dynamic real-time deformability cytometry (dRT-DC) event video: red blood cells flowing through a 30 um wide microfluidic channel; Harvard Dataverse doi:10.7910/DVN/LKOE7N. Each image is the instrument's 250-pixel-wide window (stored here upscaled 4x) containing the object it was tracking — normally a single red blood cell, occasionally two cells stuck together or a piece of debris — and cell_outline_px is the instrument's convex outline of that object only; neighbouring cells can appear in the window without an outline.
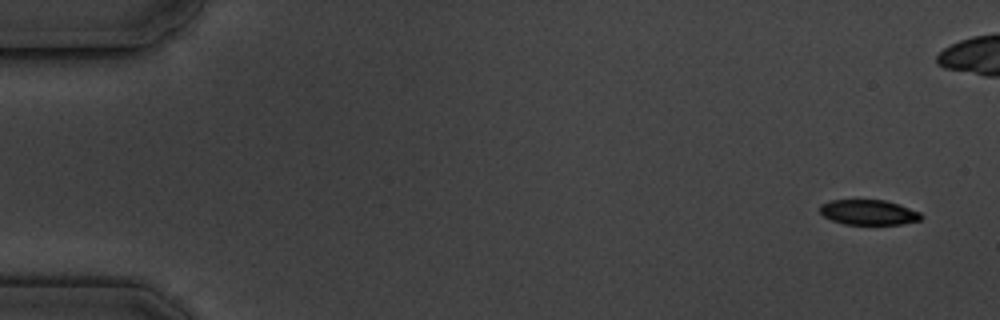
{"species": "common noctule bat (a hibernating species)", "species_latin": "Nyctalus noctula", "temperature_condition": "cold", "stored_images_in_passage": 5, "camera_frame_rate_fps": 3000, "um_per_image_px": 0.085, "animal": {"sex": "male", "body_mass_g": 19.5, "forearm_length_mm": 54.6}, "frame": {"image": 1, "passage_image": 1, "time_ms": 0.0, "image_size_px": [1000, 320], "cell_outline_px": [[924, 216], [920, 220], [900, 224], [844, 224], [832, 220], [824, 216], [820, 212], [820, 204], [832, 200], [884, 200], [900, 204], [920, 212]], "centroid_in_image_um": [73.85, 18.04], "position_along_channel_um": 11.2, "area_um2": 14.8}}